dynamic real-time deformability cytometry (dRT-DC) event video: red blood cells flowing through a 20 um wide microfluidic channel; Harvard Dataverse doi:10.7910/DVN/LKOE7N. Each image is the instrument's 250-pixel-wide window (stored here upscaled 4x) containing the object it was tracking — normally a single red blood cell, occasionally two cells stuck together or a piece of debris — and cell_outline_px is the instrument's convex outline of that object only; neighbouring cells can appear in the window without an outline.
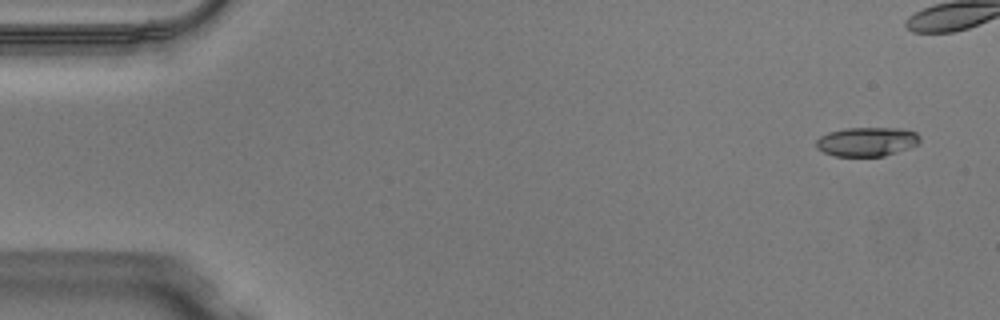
{"species": "Egyptian fruit bat (a non-hibernating species)", "species_latin": "Rousettus aegyptiacus", "temperature_condition": "warm", "stored_images_in_passage": 39, "camera_frame_rate_fps": 3000, "um_per_image_px": 0.085, "animal": {"sex": "male"}, "frame": {"image": 1, "passage_image": 1, "time_ms": 0.0, "image_size_px": [1000, 320], "cell_outline_px": [[920, 140], [916, 144], [908, 148], [884, 156], [836, 156], [824, 152], [816, 148], [816, 140], [820, 136], [828, 132], [848, 128], [900, 128], [916, 132], [920, 136]], "centroid_in_image_um": [73.67, 12.04], "position_along_channel_um": 11.3, "area_um2": 17.51}}
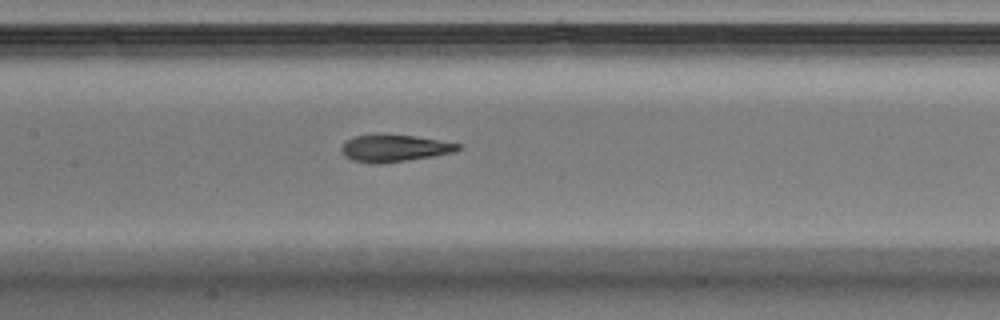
{"frame": {"image": 2, "passage_image": 22, "time_ms": 7.0, "image_size_px": [1000, 320], "cell_outline_px": [[460, 148], [456, 152], [408, 160], [380, 164], [372, 164], [352, 160], [344, 156], [340, 152], [340, 148], [344, 140], [352, 136], [376, 132], [416, 136], [460, 144]], "centroid_in_image_um": [33.42, 12.57], "position_along_channel_um": 174.0, "area_um2": 19.07}}
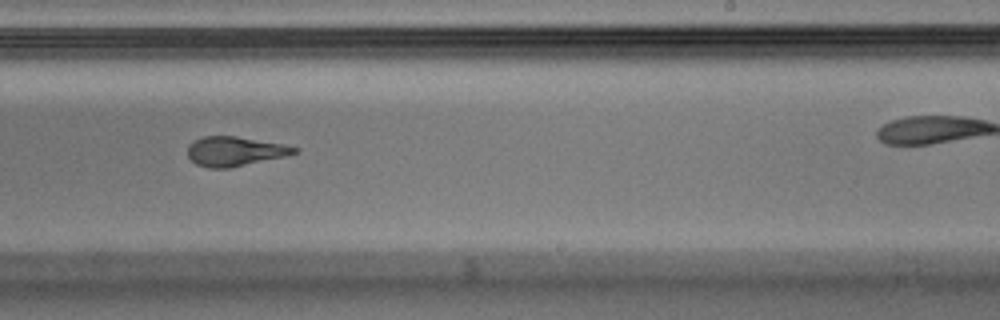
{"frame": {"image": 3, "passage_image": 29, "time_ms": 9.333, "image_size_px": [1000, 320], "cell_outline_px": [[300, 148], [296, 152], [284, 156], [228, 168], [208, 168], [196, 164], [188, 156], [188, 144], [204, 136], [236, 136], [280, 144]], "centroid_in_image_um": [19.91, 12.86], "position_along_channel_um": 269.1, "area_um2": 17.92}}